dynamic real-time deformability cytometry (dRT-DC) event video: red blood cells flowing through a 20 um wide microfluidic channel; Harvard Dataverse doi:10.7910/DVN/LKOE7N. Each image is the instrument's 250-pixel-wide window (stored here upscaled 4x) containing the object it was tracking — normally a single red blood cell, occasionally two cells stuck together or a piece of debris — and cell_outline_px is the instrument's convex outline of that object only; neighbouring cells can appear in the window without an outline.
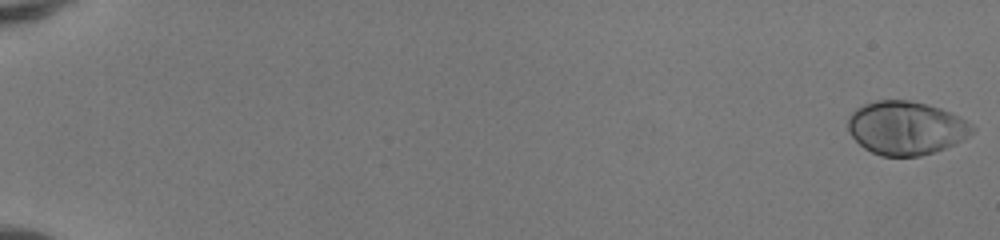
{"species": "human", "species_latin": "Homo sapiens", "temperature_condition": "room temperature", "stored_images_in_passage": 52, "camera_frame_rate_fps": 3000, "um_per_image_px": 0.085, "donor": {"sex": "female"}, "frame": {"image": 1, "passage_image": 1, "time_ms": 0.0, "image_size_px": [1000, 240], "cell_outline_px": [[976, 128], [972, 132], [960, 140], [944, 148], [920, 156], [880, 156], [864, 148], [848, 132], [848, 116], [856, 108], [864, 104], [876, 100], [908, 100], [940, 108], [972, 124]], "centroid_in_image_um": [76.95, 10.87], "position_along_channel_um": 8.0, "area_um2": 38.32}}
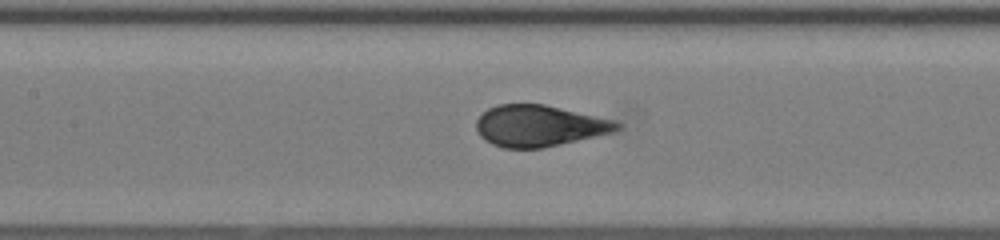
{"frame": {"image": 2, "passage_image": 27, "time_ms": 8.667, "image_size_px": [1000, 240], "cell_outline_px": [[624, 124], [620, 128], [612, 132], [544, 148], [504, 148], [492, 144], [484, 140], [480, 136], [476, 128], [476, 120], [488, 108], [496, 104], [544, 104], [616, 120]], "centroid_in_image_um": [45.83, 10.69], "position_along_channel_um": 161.6, "area_um2": 33.99}}
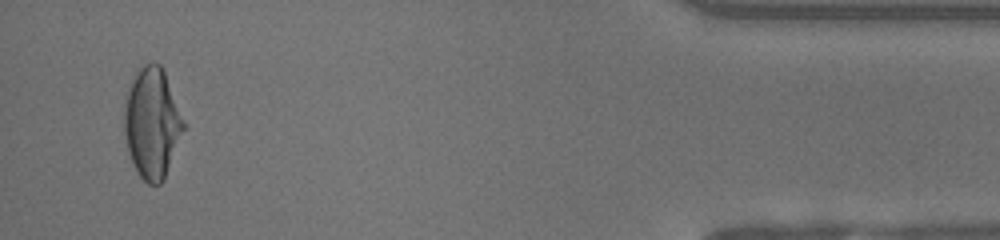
{"frame": {"image": 3, "passage_image": 50, "time_ms": 16.333, "image_size_px": [1000, 240], "cell_outline_px": [[184, 128], [164, 180], [160, 184], [148, 184], [140, 176], [132, 164], [128, 152], [124, 132], [124, 100], [132, 80], [140, 68], [144, 64], [152, 60], [160, 64], [164, 72], [184, 120]], "centroid_in_image_um": [12.9, 10.47], "position_along_channel_um": 422.3, "area_um2": 37.97}, "authors_computed_cell_mechanics": {"area_um2": 35.6337, "velocity_mm_per_s": 4.1793, "shape_relaxation_time_tau1_ms": 4.7952, "shape_relaxation_time_tau2_ms": null, "deformation_change_tau1": 0.2548, "deformation_change_tau2": null}}